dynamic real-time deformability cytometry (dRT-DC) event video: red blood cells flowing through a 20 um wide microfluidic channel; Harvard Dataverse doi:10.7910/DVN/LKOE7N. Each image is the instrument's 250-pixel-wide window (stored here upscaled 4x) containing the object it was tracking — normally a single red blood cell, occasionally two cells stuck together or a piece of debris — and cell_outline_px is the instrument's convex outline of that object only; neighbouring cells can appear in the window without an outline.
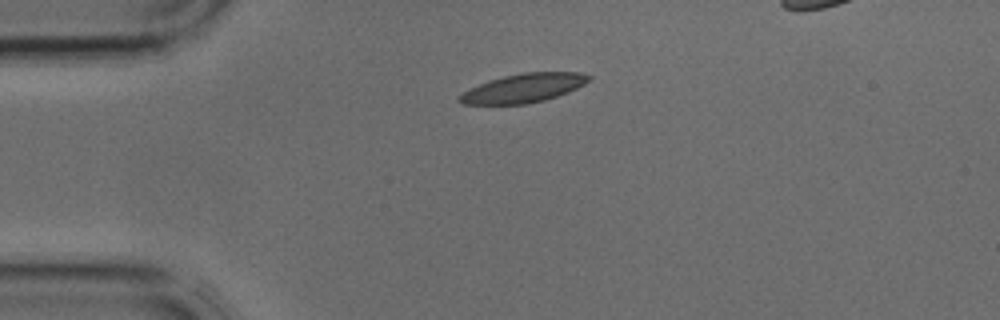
{"species": "common noctule bat (a hibernating species)", "species_latin": "Nyctalus noctula", "temperature_condition": "cold", "stored_images_in_passage": 1, "camera_frame_rate_fps": 3000, "um_per_image_px": 0.085, "animal": {"sex": "male", "body_mass_g": 17.9, "forearm_length_mm": 54.2}, "frame": {"image": 1, "passage_image": 1, "time_ms": 0.0, "image_size_px": [1000, 320], "cell_outline_px": [[592, 80], [568, 92], [544, 100], [524, 104], [464, 104], [456, 100], [468, 88], [488, 80], [504, 76], [524, 72], [580, 72], [592, 76]], "centroid_in_image_um": [44.51, 7.48], "position_along_channel_um": 40.5, "area_um2": 21.73}}